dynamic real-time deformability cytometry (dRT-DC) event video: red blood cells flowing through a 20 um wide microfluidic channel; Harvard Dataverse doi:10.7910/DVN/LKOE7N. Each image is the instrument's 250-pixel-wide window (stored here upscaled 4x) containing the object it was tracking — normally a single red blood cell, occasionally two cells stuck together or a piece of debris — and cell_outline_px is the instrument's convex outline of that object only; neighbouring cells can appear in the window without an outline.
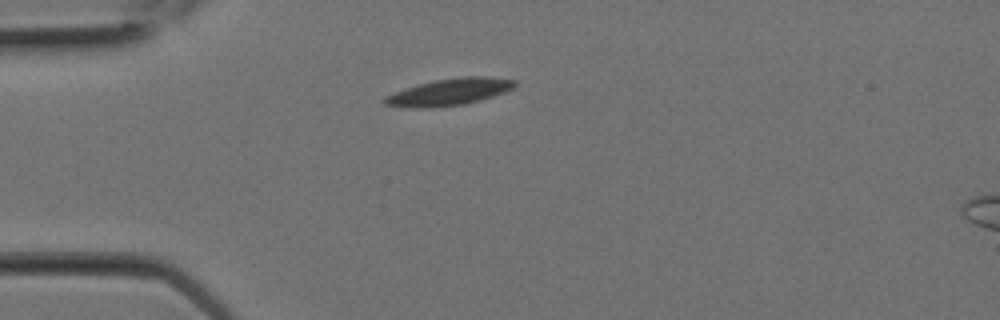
{"species": "Egyptian fruit bat (a non-hibernating species)", "species_latin": "Rousettus aegyptiacus", "temperature_condition": "room temperature", "stored_images_in_passage": 6, "camera_frame_rate_fps": 3000, "um_per_image_px": 0.085, "animal": {"sex": "female"}, "frame": {"image": 1, "passage_image": 1, "time_ms": 0.0, "image_size_px": [1000, 320], "cell_outline_px": [[516, 84], [512, 88], [504, 92], [480, 100], [464, 104], [432, 108], [420, 108], [384, 104], [380, 100], [384, 96], [420, 84], [436, 80], [460, 76], [488, 76], [516, 80]], "centroid_in_image_um": [38.21, 7.81], "position_along_channel_um": 46.8, "area_um2": 20.11}}
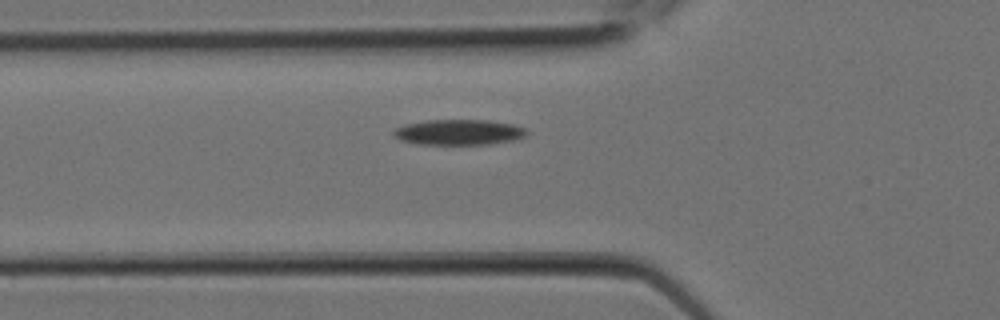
{"frame": {"image": 2, "passage_image": 3, "time_ms": 0.667, "image_size_px": [1000, 320], "cell_outline_px": [[528, 132], [524, 136], [512, 140], [492, 144], [420, 144], [400, 140], [392, 136], [392, 132], [396, 128], [404, 124], [428, 120], [488, 120], [512, 124], [524, 128]], "centroid_in_image_um": [38.96, 11.23], "position_along_channel_um": 86.8, "area_um2": 19.71}}
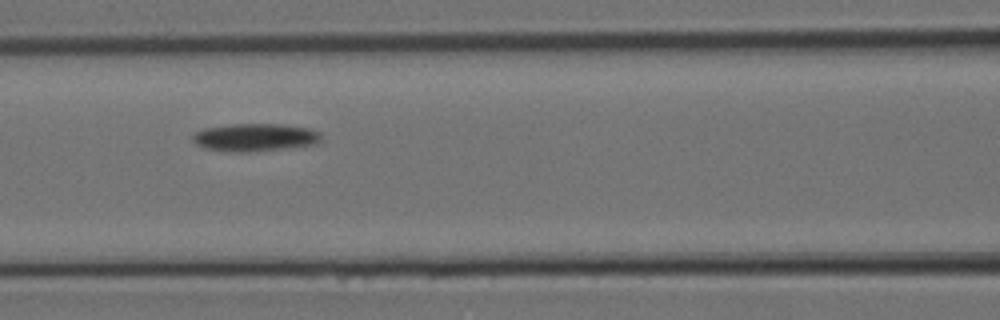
{"frame": {"image": 3, "passage_image": 5, "time_ms": 1.333, "image_size_px": [1000, 320], "cell_outline_px": [[324, 140], [316, 144], [256, 152], [232, 152], [204, 148], [196, 144], [192, 140], [192, 136], [196, 132], [204, 128], [232, 124], [280, 124], [308, 128], [320, 132]], "centroid_in_image_um": [21.7, 11.68], "position_along_channel_um": 144.9, "area_um2": 21.04}}